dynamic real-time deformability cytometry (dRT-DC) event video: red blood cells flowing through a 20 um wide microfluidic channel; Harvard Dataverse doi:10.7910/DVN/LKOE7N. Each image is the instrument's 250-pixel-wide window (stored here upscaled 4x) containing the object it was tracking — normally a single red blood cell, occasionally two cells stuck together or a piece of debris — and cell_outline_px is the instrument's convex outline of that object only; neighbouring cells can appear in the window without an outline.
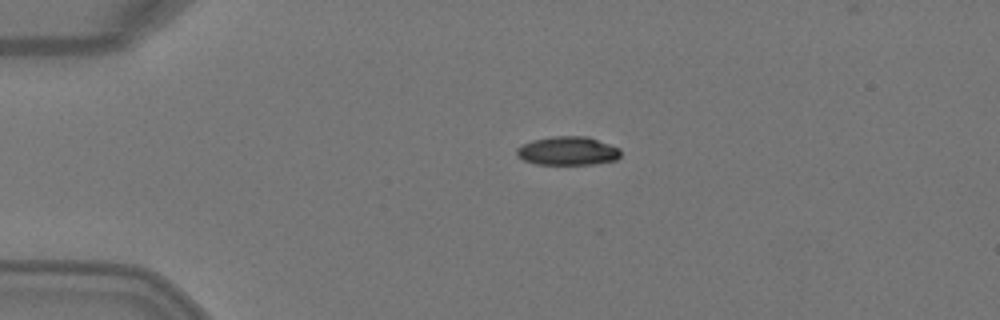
{"species": "Egyptian fruit bat (a non-hibernating species)", "species_latin": "Rousettus aegyptiacus", "temperature_condition": "warm", "stored_images_in_passage": 2, "camera_frame_rate_fps": 3000, "um_per_image_px": 0.085, "animal": {"sex": "female"}, "frame": {"image": 1, "passage_image": 1, "time_ms": 0.0, "image_size_px": [1000, 320], "cell_outline_px": [[620, 156], [616, 160], [592, 164], [536, 164], [524, 160], [516, 156], [516, 148], [532, 140], [552, 136], [588, 136], [620, 148]], "centroid_in_image_um": [48.25, 12.82], "position_along_channel_um": 36.7, "area_um2": 17.4}}